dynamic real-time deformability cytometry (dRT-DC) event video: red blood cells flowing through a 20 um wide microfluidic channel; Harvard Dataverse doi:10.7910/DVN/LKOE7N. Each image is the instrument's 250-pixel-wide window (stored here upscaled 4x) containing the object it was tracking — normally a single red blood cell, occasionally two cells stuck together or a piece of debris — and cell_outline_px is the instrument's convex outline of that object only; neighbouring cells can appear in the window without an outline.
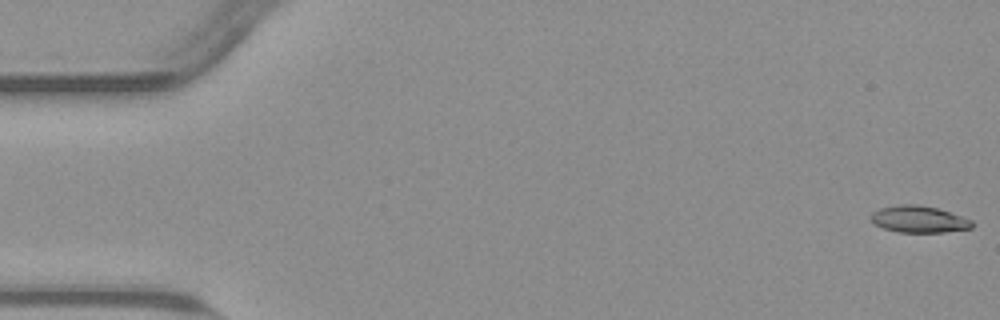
{"species": "common noctule bat (a hibernating species)", "species_latin": "Nyctalus noctula", "temperature_condition": "warm", "stored_images_in_passage": 55, "camera_frame_rate_fps": 3000, "um_per_image_px": 0.085, "animal": {"sex": "male", "body_mass_g": 23.1, "forearm_length_mm": 52.7}, "frame": {"image": 1, "passage_image": 1, "time_ms": 0.0, "image_size_px": [1000, 320], "cell_outline_px": [[972, 228], [944, 232], [896, 232], [884, 228], [876, 224], [872, 220], [872, 212], [880, 208], [900, 204], [916, 204], [936, 208], [972, 220]], "centroid_in_image_um": [78.09, 18.64], "position_along_channel_um": 6.9, "area_um2": 15.49}}
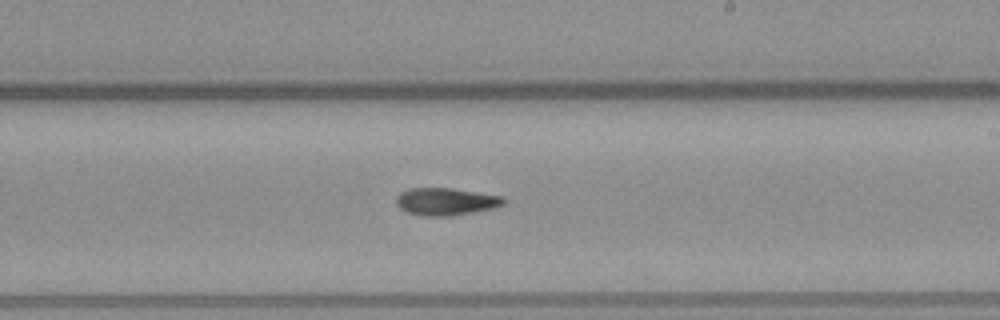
{"frame": {"image": 2, "passage_image": 32, "time_ms": 10.333, "image_size_px": [1000, 320], "cell_outline_px": [[504, 204], [492, 208], [452, 216], [420, 216], [408, 212], [400, 208], [396, 204], [396, 196], [400, 192], [408, 188], [452, 188], [504, 196]], "centroid_in_image_um": [37.87, 17.13], "position_along_channel_um": 251.1, "area_um2": 17.22}}
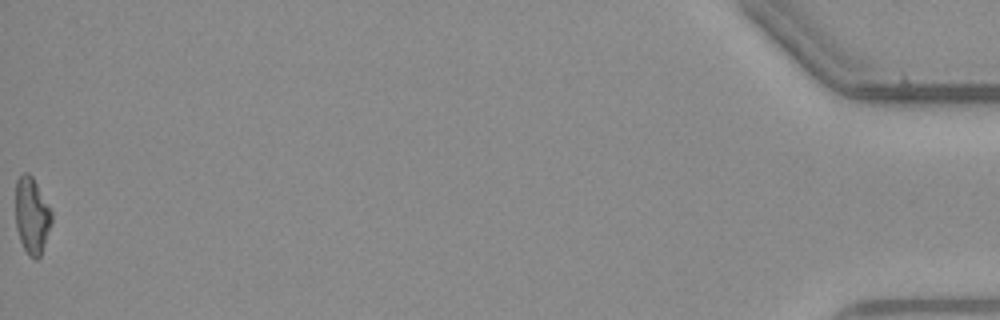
{"frame": {"image": 3, "passage_image": 55, "time_ms": 18.0, "image_size_px": [1000, 320], "cell_outline_px": [[52, 220], [40, 256], [36, 260], [28, 256], [20, 240], [16, 228], [16, 180], [24, 172], [28, 172], [32, 176], [52, 212]], "centroid_in_image_um": [2.69, 18.33], "position_along_channel_um": 432.5, "area_um2": 15.9}}